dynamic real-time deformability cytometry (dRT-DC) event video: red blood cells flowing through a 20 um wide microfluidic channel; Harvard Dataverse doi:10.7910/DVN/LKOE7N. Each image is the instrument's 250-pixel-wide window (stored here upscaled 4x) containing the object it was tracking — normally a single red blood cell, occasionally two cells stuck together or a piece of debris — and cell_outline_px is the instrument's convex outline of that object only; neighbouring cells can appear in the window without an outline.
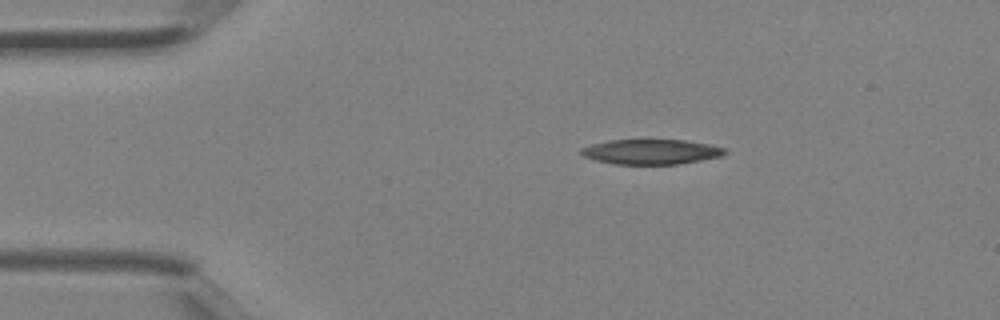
{"species": "Egyptian fruit bat (a non-hibernating species)", "species_latin": "Rousettus aegyptiacus", "temperature_condition": "room temperature", "stored_images_in_passage": 2, "camera_frame_rate_fps": 3000, "um_per_image_px": 0.085, "animal": {"sex": "female"}, "frame": {"image": 1, "passage_image": 1, "time_ms": 0.0, "image_size_px": [1000, 320], "cell_outline_px": [[728, 152], [720, 156], [680, 164], [616, 164], [596, 160], [584, 156], [580, 152], [580, 148], [592, 144], [608, 140], [684, 140], [708, 144], [728, 148]], "centroid_in_image_um": [55.36, 12.9], "position_along_channel_um": 29.6, "area_um2": 20.87}}